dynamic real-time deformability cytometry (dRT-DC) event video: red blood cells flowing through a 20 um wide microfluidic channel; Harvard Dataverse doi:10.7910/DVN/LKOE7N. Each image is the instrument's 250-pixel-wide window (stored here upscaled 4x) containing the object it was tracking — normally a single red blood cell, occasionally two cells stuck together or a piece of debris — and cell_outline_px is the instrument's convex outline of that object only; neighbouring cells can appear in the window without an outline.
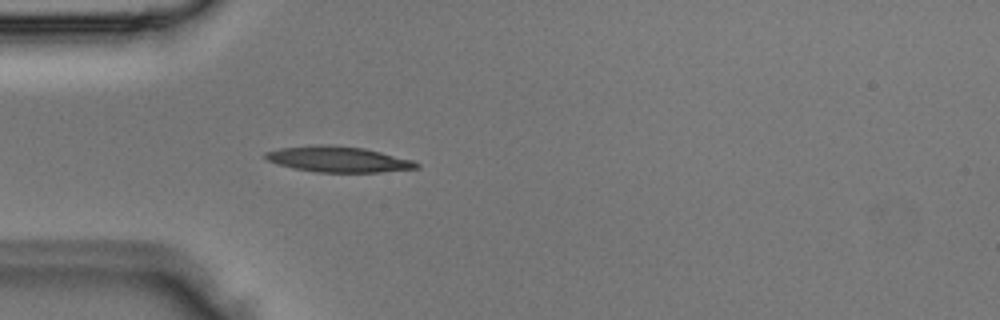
{"species": "Egyptian fruit bat (a non-hibernating species)", "species_latin": "Rousettus aegyptiacus", "temperature_condition": "room temperature", "stored_images_in_passage": 4, "camera_frame_rate_fps": 3000, "um_per_image_px": 0.085, "animal": {"sex": "male"}, "frame": {"image": 1, "passage_image": 4, "time_ms": 1.0, "image_size_px": [1000, 320], "cell_outline_px": [[420, 168], [380, 172], [316, 172], [292, 168], [268, 160], [264, 156], [264, 152], [280, 148], [320, 144], [332, 144], [364, 148], [412, 160], [420, 164]], "centroid_in_image_um": [28.75, 13.53], "position_along_channel_um": 56.2, "area_um2": 22.6}}